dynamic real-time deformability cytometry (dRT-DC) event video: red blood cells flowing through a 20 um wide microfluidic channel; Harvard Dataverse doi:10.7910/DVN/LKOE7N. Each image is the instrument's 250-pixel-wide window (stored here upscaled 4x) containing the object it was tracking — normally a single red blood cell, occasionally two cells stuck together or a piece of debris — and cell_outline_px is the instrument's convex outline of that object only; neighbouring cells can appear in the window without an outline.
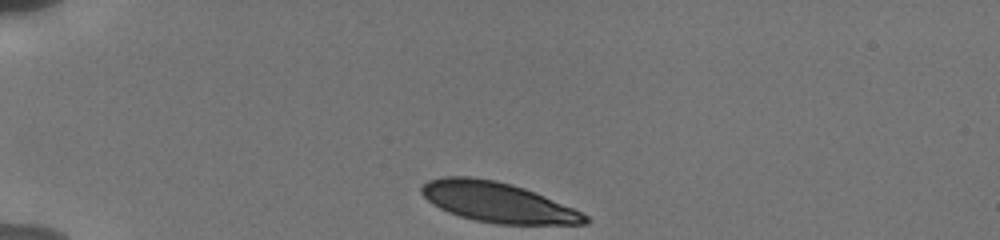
{"species": "human", "species_latin": "Homo sapiens", "temperature_condition": "cold", "stored_images_in_passage": 36, "camera_frame_rate_fps": 3000, "um_per_image_px": 0.085, "donor": {"sex": "male"}, "frame": {"image": 1, "passage_image": 1, "time_ms": 0.0, "image_size_px": [1000, 240], "cell_outline_px": [[592, 220], [588, 224], [496, 224], [476, 220], [460, 216], [448, 212], [432, 204], [420, 192], [420, 188], [428, 180], [444, 176], [468, 176], [496, 180], [512, 184], [524, 188], [544, 196], [572, 208], [588, 216]], "centroid_in_image_um": [42.28, 17.19], "position_along_channel_um": 42.7, "area_um2": 38.03}}
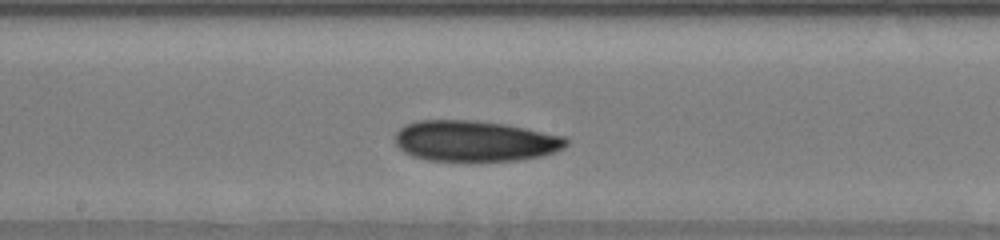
{"frame": {"image": 2, "passage_image": 22, "time_ms": 5.667, "image_size_px": [1000, 240], "cell_outline_px": [[568, 144], [552, 152], [540, 156], [520, 160], [428, 160], [412, 156], [404, 152], [396, 144], [396, 132], [404, 124], [416, 120], [476, 120], [504, 124], [564, 136], [568, 140]], "centroid_in_image_um": [40.32, 11.97], "position_along_channel_um": 207.9, "area_um2": 40.34}}
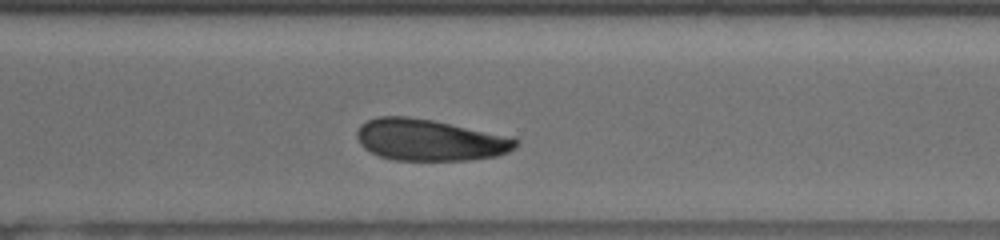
{"frame": {"image": 3, "passage_image": 34, "time_ms": 9.0, "image_size_px": [1000, 240], "cell_outline_px": [[520, 140], [508, 152], [496, 156], [468, 160], [396, 160], [380, 156], [364, 148], [360, 144], [356, 136], [356, 132], [360, 124], [368, 120], [380, 116], [408, 116], [432, 120], [512, 136]], "centroid_in_image_um": [36.52, 11.89], "position_along_channel_um": 334.1, "area_um2": 38.44}}